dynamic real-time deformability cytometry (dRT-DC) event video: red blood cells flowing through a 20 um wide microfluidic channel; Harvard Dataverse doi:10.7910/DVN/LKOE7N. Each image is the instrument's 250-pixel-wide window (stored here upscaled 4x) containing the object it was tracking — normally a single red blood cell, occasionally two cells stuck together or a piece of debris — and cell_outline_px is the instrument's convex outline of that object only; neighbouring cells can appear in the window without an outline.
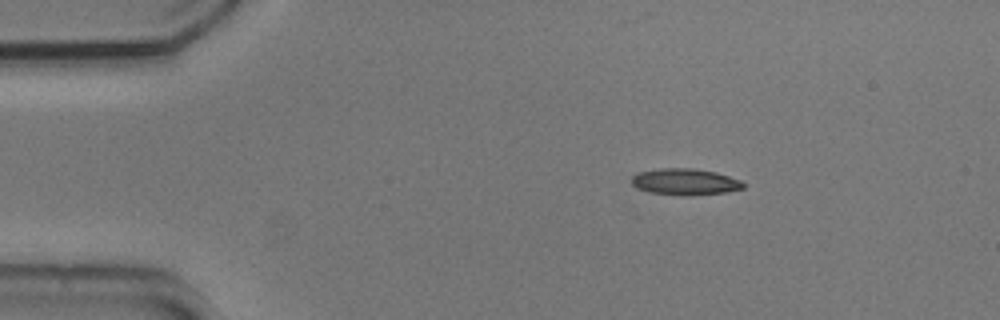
{"species": "common noctule bat (a hibernating species)", "species_latin": "Nyctalus noctula", "temperature_condition": "cold", "stored_images_in_passage": 9, "camera_frame_rate_fps": 3000, "um_per_image_px": 0.085, "animal": {"sex": "male", "body_mass_g": 20.5, "forearm_length_mm": 52.5}, "frame": {"image": 1, "passage_image": 1, "time_ms": 0.0, "image_size_px": [1000, 320], "cell_outline_px": [[744, 188], [724, 192], [692, 196], [680, 196], [652, 192], [636, 188], [632, 184], [632, 176], [640, 172], [660, 168], [696, 168], [716, 172], [740, 180], [744, 184]], "centroid_in_image_um": [58.23, 15.45], "position_along_channel_um": 26.8, "area_um2": 17.22}}
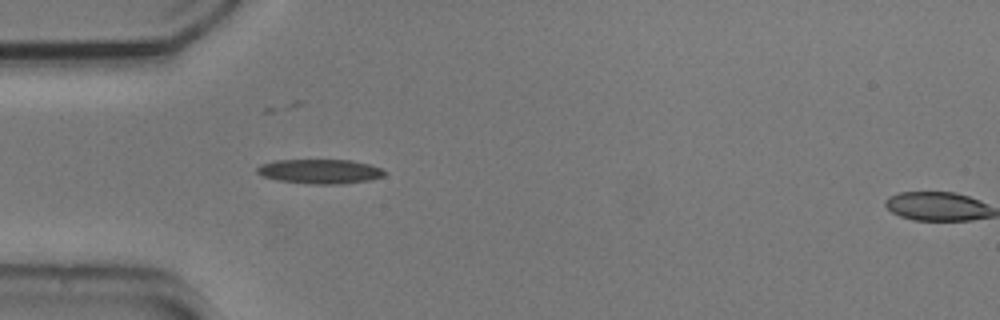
{"frame": {"image": 2, "passage_image": 8, "time_ms": 2.333, "image_size_px": [1000, 320], "cell_outline_px": [[384, 176], [368, 180], [340, 184], [312, 184], [276, 180], [264, 176], [256, 172], [256, 168], [260, 164], [276, 160], [352, 160], [368, 164], [380, 168], [384, 172]], "centroid_in_image_um": [27.15, 14.57], "position_along_channel_um": 57.8, "area_um2": 18.03}}